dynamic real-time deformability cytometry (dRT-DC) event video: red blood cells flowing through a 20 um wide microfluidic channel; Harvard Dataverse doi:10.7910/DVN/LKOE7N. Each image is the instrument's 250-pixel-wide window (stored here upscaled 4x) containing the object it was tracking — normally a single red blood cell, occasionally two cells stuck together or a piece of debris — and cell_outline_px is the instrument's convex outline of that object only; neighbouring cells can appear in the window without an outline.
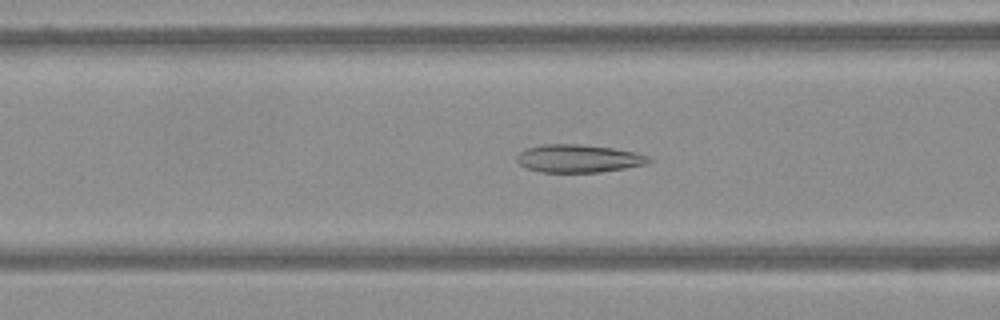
{"species": "Egyptian fruit bat (a non-hibernating species)", "species_latin": "Rousettus aegyptiacus", "temperature_condition": "warm", "stored_images_in_passage": 63, "camera_frame_rate_fps": 3000, "um_per_image_px": 0.085, "frame": {"image": 1, "passage_image": 26, "time_ms": 8.333, "image_size_px": [1000, 320], "cell_outline_px": [[652, 160], [648, 164], [600, 172], [540, 172], [528, 168], [520, 164], [516, 160], [516, 156], [520, 152], [528, 148], [544, 144], [580, 144], [612, 148], [636, 152], [648, 156]], "centroid_in_image_um": [49.19, 13.47], "position_along_channel_um": 117.4, "area_um2": 21.39}}
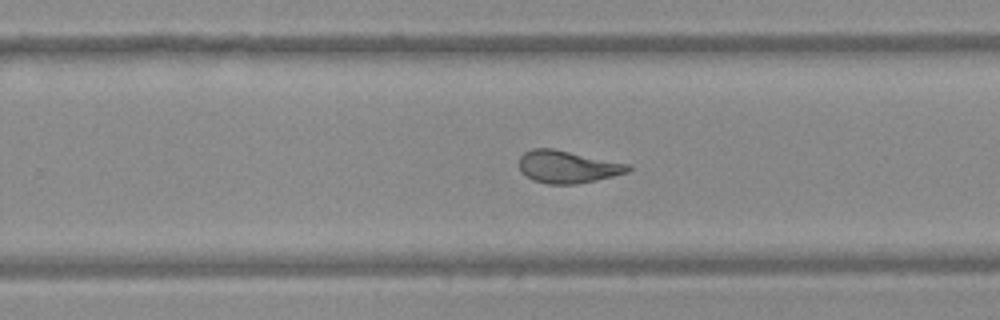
{"frame": {"image": 2, "passage_image": 41, "time_ms": 13.333, "image_size_px": [1000, 320], "cell_outline_px": [[632, 168], [628, 172], [596, 180], [576, 184], [548, 184], [532, 180], [520, 172], [520, 156], [524, 152], [532, 148], [552, 148], [632, 164]], "centroid_in_image_um": [48.25, 14.17], "position_along_channel_um": 281.6, "area_um2": 20.75}}
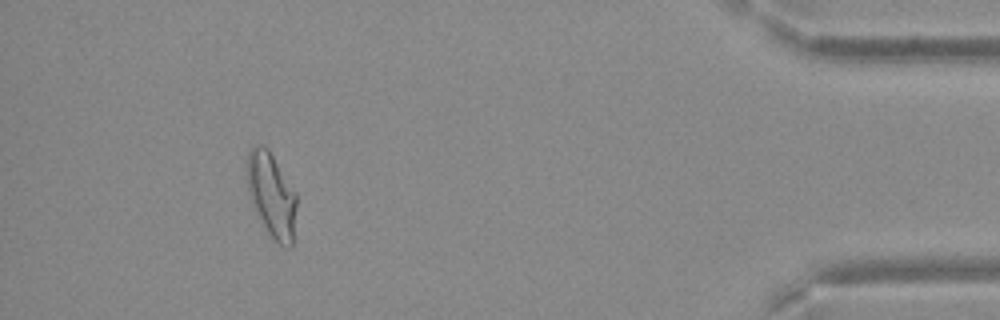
{"frame": {"image": 3, "passage_image": 58, "time_ms": 19.0, "image_size_px": [1000, 320], "cell_outline_px": [[296, 208], [292, 248], [288, 248], [280, 244], [260, 224], [252, 204], [248, 192], [248, 152], [252, 144], [264, 144], [268, 148], [296, 192]], "centroid_in_image_um": [23.08, 16.57], "position_along_channel_um": 412.1, "area_um2": 24.51}}